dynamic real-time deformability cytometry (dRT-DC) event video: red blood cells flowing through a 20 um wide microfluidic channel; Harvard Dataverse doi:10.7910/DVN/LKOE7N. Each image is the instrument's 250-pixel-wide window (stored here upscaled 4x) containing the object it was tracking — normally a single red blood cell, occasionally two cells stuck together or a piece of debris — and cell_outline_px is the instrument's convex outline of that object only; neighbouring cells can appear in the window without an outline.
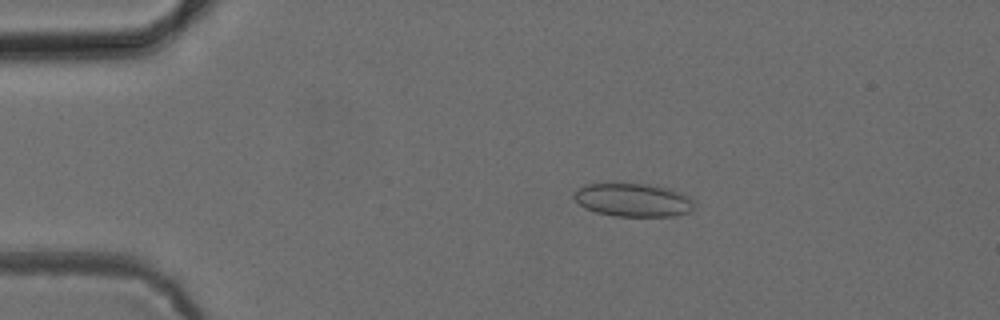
{"species": "common noctule bat (a hibernating species)", "species_latin": "Nyctalus noctula", "temperature_condition": "cold", "stored_images_in_passage": 5, "camera_frame_rate_fps": 3000, "um_per_image_px": 0.085, "animal": {"sex": "female", "body_mass_g": 24.6, "forearm_length_mm": 56.2}, "frame": {"image": 1, "passage_image": 3, "time_ms": 2.333, "image_size_px": [1000, 320], "cell_outline_px": [[696, 204], [692, 212], [676, 216], [616, 216], [596, 212], [584, 208], [572, 196], [572, 192], [584, 184], [612, 180], [648, 184], [672, 188], [688, 196]], "centroid_in_image_um": [53.78, 16.95], "position_along_channel_um": 31.2, "area_um2": 24.57}}